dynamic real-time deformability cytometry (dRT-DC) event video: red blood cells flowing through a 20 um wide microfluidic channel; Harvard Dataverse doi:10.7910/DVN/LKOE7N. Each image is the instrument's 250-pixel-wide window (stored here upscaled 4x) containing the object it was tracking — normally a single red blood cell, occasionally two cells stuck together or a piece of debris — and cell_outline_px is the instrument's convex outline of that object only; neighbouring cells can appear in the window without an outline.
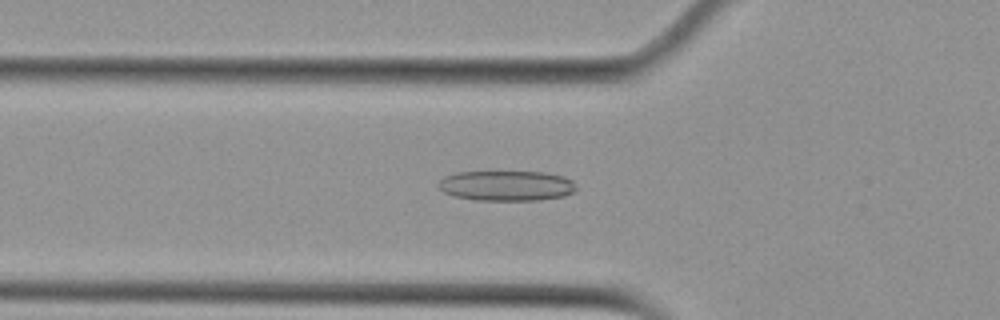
{"species": "Egyptian fruit bat (a non-hibernating species)", "species_latin": "Rousettus aegyptiacus", "temperature_condition": "cold", "stored_images_in_passage": 54, "camera_frame_rate_fps": 3000, "um_per_image_px": 0.085, "animal": {"sex": "female"}, "frame": {"image": 1, "passage_image": 19, "time_ms": 6.0, "image_size_px": [1000, 320], "cell_outline_px": [[576, 188], [572, 192], [564, 196], [540, 200], [476, 200], [456, 196], [444, 192], [436, 184], [444, 176], [456, 172], [544, 172], [564, 176], [572, 180], [576, 184]], "centroid_in_image_um": [43.06, 15.78], "position_along_channel_um": 82.7, "area_um2": 24.28}}
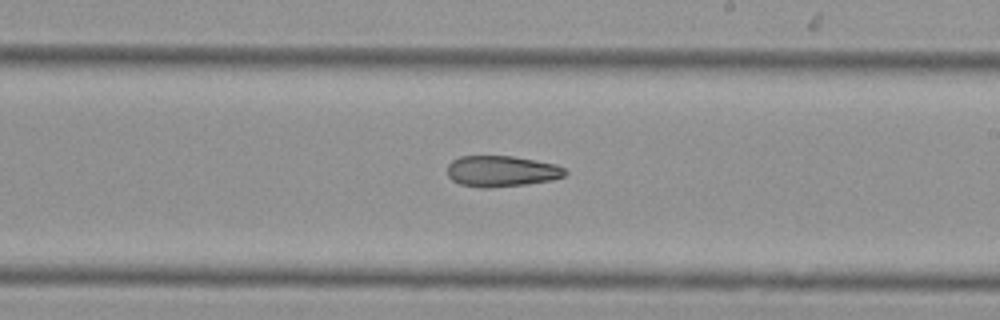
{"frame": {"image": 2, "passage_image": 32, "time_ms": 10.333, "image_size_px": [1000, 320], "cell_outline_px": [[568, 172], [564, 176], [552, 180], [524, 184], [488, 188], [480, 188], [460, 184], [452, 180], [448, 176], [448, 164], [452, 160], [460, 156], [512, 156], [556, 164], [564, 168]], "centroid_in_image_um": [42.62, 14.55], "position_along_channel_um": 246.4, "area_um2": 21.27}}
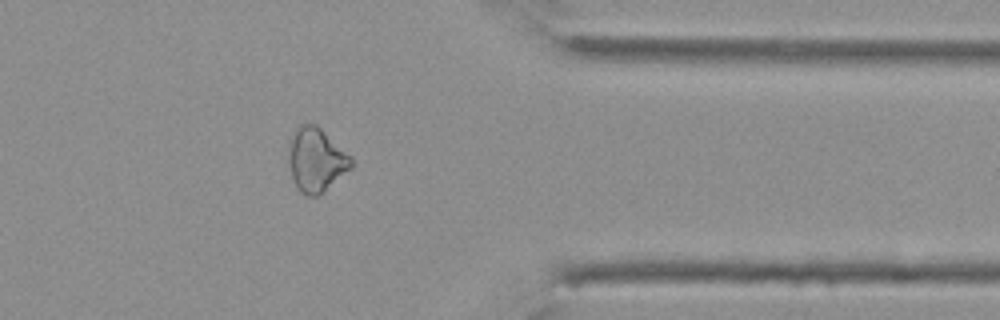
{"frame": {"image": 3, "passage_image": 44, "time_ms": 14.333, "image_size_px": [1000, 320], "cell_outline_px": [[352, 168], [324, 192], [316, 196], [308, 196], [300, 192], [292, 176], [288, 164], [288, 152], [292, 136], [296, 128], [300, 124], [316, 124], [352, 156]], "centroid_in_image_um": [26.89, 13.59], "position_along_channel_um": 384.5, "area_um2": 23.35}}